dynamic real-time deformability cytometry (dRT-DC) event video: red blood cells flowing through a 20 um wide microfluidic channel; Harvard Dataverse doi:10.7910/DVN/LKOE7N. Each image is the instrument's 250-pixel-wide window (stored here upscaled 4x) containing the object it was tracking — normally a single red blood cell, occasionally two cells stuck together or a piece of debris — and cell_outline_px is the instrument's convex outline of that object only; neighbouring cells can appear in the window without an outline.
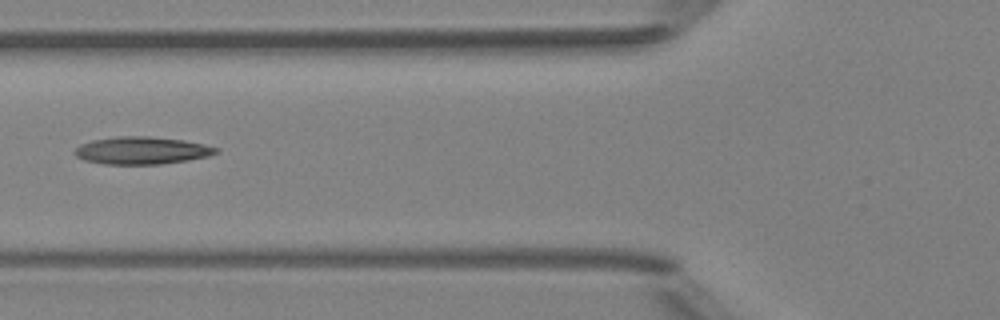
{"species": "Egyptian fruit bat (a non-hibernating species)", "species_latin": "Rousettus aegyptiacus", "temperature_condition": "room temperature", "stored_images_in_passage": 2, "camera_frame_rate_fps": 3000, "um_per_image_px": 0.085, "animal": {"sex": "female"}, "frame": {"image": 1, "passage_image": 2, "time_ms": 1.333, "image_size_px": [1000, 320], "cell_outline_px": [[220, 152], [208, 156], [188, 160], [160, 164], [104, 164], [84, 160], [76, 156], [72, 152], [80, 144], [92, 140], [116, 136], [148, 136], [184, 140], [204, 144], [220, 148]], "centroid_in_image_um": [12.05, 12.79], "position_along_channel_um": 113.7, "area_um2": 22.77}}